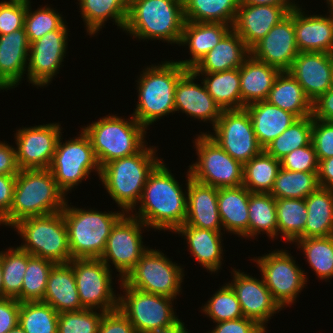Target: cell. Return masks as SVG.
<instances>
[{"label": "cell", "instance_id": "cell-1", "mask_svg": "<svg viewBox=\"0 0 333 333\" xmlns=\"http://www.w3.org/2000/svg\"><path fill=\"white\" fill-rule=\"evenodd\" d=\"M170 171L162 159L148 175L139 201V211L131 215L148 228L174 233L184 224L187 216V192L184 194L180 182Z\"/></svg>", "mask_w": 333, "mask_h": 333}, {"label": "cell", "instance_id": "cell-58", "mask_svg": "<svg viewBox=\"0 0 333 333\" xmlns=\"http://www.w3.org/2000/svg\"><path fill=\"white\" fill-rule=\"evenodd\" d=\"M16 175H0V215L4 218L10 211Z\"/></svg>", "mask_w": 333, "mask_h": 333}, {"label": "cell", "instance_id": "cell-38", "mask_svg": "<svg viewBox=\"0 0 333 333\" xmlns=\"http://www.w3.org/2000/svg\"><path fill=\"white\" fill-rule=\"evenodd\" d=\"M241 0H183L184 18L189 22L233 25Z\"/></svg>", "mask_w": 333, "mask_h": 333}, {"label": "cell", "instance_id": "cell-47", "mask_svg": "<svg viewBox=\"0 0 333 333\" xmlns=\"http://www.w3.org/2000/svg\"><path fill=\"white\" fill-rule=\"evenodd\" d=\"M26 268V251L19 247L2 251L3 293L6 298L16 299L21 294Z\"/></svg>", "mask_w": 333, "mask_h": 333}, {"label": "cell", "instance_id": "cell-5", "mask_svg": "<svg viewBox=\"0 0 333 333\" xmlns=\"http://www.w3.org/2000/svg\"><path fill=\"white\" fill-rule=\"evenodd\" d=\"M184 23L183 0H131L123 31L179 45Z\"/></svg>", "mask_w": 333, "mask_h": 333}, {"label": "cell", "instance_id": "cell-27", "mask_svg": "<svg viewBox=\"0 0 333 333\" xmlns=\"http://www.w3.org/2000/svg\"><path fill=\"white\" fill-rule=\"evenodd\" d=\"M231 29V25L224 23L185 21L179 46L188 45L192 58L177 62L184 68L193 69Z\"/></svg>", "mask_w": 333, "mask_h": 333}, {"label": "cell", "instance_id": "cell-39", "mask_svg": "<svg viewBox=\"0 0 333 333\" xmlns=\"http://www.w3.org/2000/svg\"><path fill=\"white\" fill-rule=\"evenodd\" d=\"M280 168V160L263 150L243 164L242 185L252 193H270Z\"/></svg>", "mask_w": 333, "mask_h": 333}, {"label": "cell", "instance_id": "cell-16", "mask_svg": "<svg viewBox=\"0 0 333 333\" xmlns=\"http://www.w3.org/2000/svg\"><path fill=\"white\" fill-rule=\"evenodd\" d=\"M126 215L127 213L113 226L100 257L109 268H111L109 263L114 264L115 269L119 272V281L128 274L148 250V247L143 245V229H141L147 226L130 213Z\"/></svg>", "mask_w": 333, "mask_h": 333}, {"label": "cell", "instance_id": "cell-60", "mask_svg": "<svg viewBox=\"0 0 333 333\" xmlns=\"http://www.w3.org/2000/svg\"><path fill=\"white\" fill-rule=\"evenodd\" d=\"M317 176L321 188L333 189V157L319 161Z\"/></svg>", "mask_w": 333, "mask_h": 333}, {"label": "cell", "instance_id": "cell-49", "mask_svg": "<svg viewBox=\"0 0 333 333\" xmlns=\"http://www.w3.org/2000/svg\"><path fill=\"white\" fill-rule=\"evenodd\" d=\"M30 0H27V10L24 17V28L29 40L32 43L48 32L60 29L65 22L61 14L51 7L44 6L31 11Z\"/></svg>", "mask_w": 333, "mask_h": 333}, {"label": "cell", "instance_id": "cell-17", "mask_svg": "<svg viewBox=\"0 0 333 333\" xmlns=\"http://www.w3.org/2000/svg\"><path fill=\"white\" fill-rule=\"evenodd\" d=\"M67 31V25L64 24L60 29L30 43L26 74L29 83L37 88L48 86L59 73L67 51Z\"/></svg>", "mask_w": 333, "mask_h": 333}, {"label": "cell", "instance_id": "cell-20", "mask_svg": "<svg viewBox=\"0 0 333 333\" xmlns=\"http://www.w3.org/2000/svg\"><path fill=\"white\" fill-rule=\"evenodd\" d=\"M231 273L234 282L228 284L236 293L244 317L256 321L267 330L265 323L282 308L273 298L262 276L259 280L240 270L233 269Z\"/></svg>", "mask_w": 333, "mask_h": 333}, {"label": "cell", "instance_id": "cell-46", "mask_svg": "<svg viewBox=\"0 0 333 333\" xmlns=\"http://www.w3.org/2000/svg\"><path fill=\"white\" fill-rule=\"evenodd\" d=\"M55 264L45 258L32 256L27 252V268L23 278L21 294L16 298L20 303L42 301L47 281Z\"/></svg>", "mask_w": 333, "mask_h": 333}, {"label": "cell", "instance_id": "cell-42", "mask_svg": "<svg viewBox=\"0 0 333 333\" xmlns=\"http://www.w3.org/2000/svg\"><path fill=\"white\" fill-rule=\"evenodd\" d=\"M317 173L288 171L280 168L270 194L275 199H305L320 187Z\"/></svg>", "mask_w": 333, "mask_h": 333}, {"label": "cell", "instance_id": "cell-28", "mask_svg": "<svg viewBox=\"0 0 333 333\" xmlns=\"http://www.w3.org/2000/svg\"><path fill=\"white\" fill-rule=\"evenodd\" d=\"M249 55L250 49L231 29L192 70L195 73H215L239 68Z\"/></svg>", "mask_w": 333, "mask_h": 333}, {"label": "cell", "instance_id": "cell-23", "mask_svg": "<svg viewBox=\"0 0 333 333\" xmlns=\"http://www.w3.org/2000/svg\"><path fill=\"white\" fill-rule=\"evenodd\" d=\"M197 75L188 69L178 80L175 89V111H180L194 119L210 123L214 127L222 109L208 94L203 82L195 83Z\"/></svg>", "mask_w": 333, "mask_h": 333}, {"label": "cell", "instance_id": "cell-2", "mask_svg": "<svg viewBox=\"0 0 333 333\" xmlns=\"http://www.w3.org/2000/svg\"><path fill=\"white\" fill-rule=\"evenodd\" d=\"M155 148V146L145 145L136 154L113 160L101 168L99 179L104 184V188L122 209L121 211L127 214L135 210L148 175L162 161L156 157Z\"/></svg>", "mask_w": 333, "mask_h": 333}, {"label": "cell", "instance_id": "cell-50", "mask_svg": "<svg viewBox=\"0 0 333 333\" xmlns=\"http://www.w3.org/2000/svg\"><path fill=\"white\" fill-rule=\"evenodd\" d=\"M104 312L93 309L60 312L58 314V333H98Z\"/></svg>", "mask_w": 333, "mask_h": 333}, {"label": "cell", "instance_id": "cell-32", "mask_svg": "<svg viewBox=\"0 0 333 333\" xmlns=\"http://www.w3.org/2000/svg\"><path fill=\"white\" fill-rule=\"evenodd\" d=\"M42 302L58 313L84 309L80 303L76 280L70 262L55 264L49 274Z\"/></svg>", "mask_w": 333, "mask_h": 333}, {"label": "cell", "instance_id": "cell-51", "mask_svg": "<svg viewBox=\"0 0 333 333\" xmlns=\"http://www.w3.org/2000/svg\"><path fill=\"white\" fill-rule=\"evenodd\" d=\"M26 10L27 0L0 2V35L22 29Z\"/></svg>", "mask_w": 333, "mask_h": 333}, {"label": "cell", "instance_id": "cell-66", "mask_svg": "<svg viewBox=\"0 0 333 333\" xmlns=\"http://www.w3.org/2000/svg\"><path fill=\"white\" fill-rule=\"evenodd\" d=\"M1 224H2V225H3V224L5 225L4 220H3V217L0 215V225H1Z\"/></svg>", "mask_w": 333, "mask_h": 333}, {"label": "cell", "instance_id": "cell-65", "mask_svg": "<svg viewBox=\"0 0 333 333\" xmlns=\"http://www.w3.org/2000/svg\"><path fill=\"white\" fill-rule=\"evenodd\" d=\"M326 3L328 4L327 7L329 10H333V0H326Z\"/></svg>", "mask_w": 333, "mask_h": 333}, {"label": "cell", "instance_id": "cell-63", "mask_svg": "<svg viewBox=\"0 0 333 333\" xmlns=\"http://www.w3.org/2000/svg\"><path fill=\"white\" fill-rule=\"evenodd\" d=\"M6 298L3 293V280H2V251H0V299Z\"/></svg>", "mask_w": 333, "mask_h": 333}, {"label": "cell", "instance_id": "cell-19", "mask_svg": "<svg viewBox=\"0 0 333 333\" xmlns=\"http://www.w3.org/2000/svg\"><path fill=\"white\" fill-rule=\"evenodd\" d=\"M250 54L281 72L290 69L299 54L294 33V9L250 49Z\"/></svg>", "mask_w": 333, "mask_h": 333}, {"label": "cell", "instance_id": "cell-25", "mask_svg": "<svg viewBox=\"0 0 333 333\" xmlns=\"http://www.w3.org/2000/svg\"><path fill=\"white\" fill-rule=\"evenodd\" d=\"M302 7L294 8V33L299 52L333 54V10L329 15H307Z\"/></svg>", "mask_w": 333, "mask_h": 333}, {"label": "cell", "instance_id": "cell-62", "mask_svg": "<svg viewBox=\"0 0 333 333\" xmlns=\"http://www.w3.org/2000/svg\"><path fill=\"white\" fill-rule=\"evenodd\" d=\"M185 323L180 319L172 326L154 331L153 333H189Z\"/></svg>", "mask_w": 333, "mask_h": 333}, {"label": "cell", "instance_id": "cell-6", "mask_svg": "<svg viewBox=\"0 0 333 333\" xmlns=\"http://www.w3.org/2000/svg\"><path fill=\"white\" fill-rule=\"evenodd\" d=\"M82 130L89 137L101 168L113 160L136 154L147 144L146 129L133 115L129 120L107 115Z\"/></svg>", "mask_w": 333, "mask_h": 333}, {"label": "cell", "instance_id": "cell-13", "mask_svg": "<svg viewBox=\"0 0 333 333\" xmlns=\"http://www.w3.org/2000/svg\"><path fill=\"white\" fill-rule=\"evenodd\" d=\"M287 251L278 249L251 259L256 262L263 281L282 309L296 301L308 279Z\"/></svg>", "mask_w": 333, "mask_h": 333}, {"label": "cell", "instance_id": "cell-31", "mask_svg": "<svg viewBox=\"0 0 333 333\" xmlns=\"http://www.w3.org/2000/svg\"><path fill=\"white\" fill-rule=\"evenodd\" d=\"M245 108L249 113L258 143L263 149L298 119L294 114L267 101L255 102Z\"/></svg>", "mask_w": 333, "mask_h": 333}, {"label": "cell", "instance_id": "cell-45", "mask_svg": "<svg viewBox=\"0 0 333 333\" xmlns=\"http://www.w3.org/2000/svg\"><path fill=\"white\" fill-rule=\"evenodd\" d=\"M305 253L310 267L319 279L333 277V235L327 237H309L295 241Z\"/></svg>", "mask_w": 333, "mask_h": 333}, {"label": "cell", "instance_id": "cell-24", "mask_svg": "<svg viewBox=\"0 0 333 333\" xmlns=\"http://www.w3.org/2000/svg\"><path fill=\"white\" fill-rule=\"evenodd\" d=\"M187 216L183 225L221 231L218 188L193 180L187 172Z\"/></svg>", "mask_w": 333, "mask_h": 333}, {"label": "cell", "instance_id": "cell-3", "mask_svg": "<svg viewBox=\"0 0 333 333\" xmlns=\"http://www.w3.org/2000/svg\"><path fill=\"white\" fill-rule=\"evenodd\" d=\"M65 194L58 188L49 168L19 170L9 213L3 218L6 226L19 220L62 211Z\"/></svg>", "mask_w": 333, "mask_h": 333}, {"label": "cell", "instance_id": "cell-11", "mask_svg": "<svg viewBox=\"0 0 333 333\" xmlns=\"http://www.w3.org/2000/svg\"><path fill=\"white\" fill-rule=\"evenodd\" d=\"M120 281V289H124L125 293L117 295L118 309L129 319L137 333H153L179 320L172 305L174 298L137 290Z\"/></svg>", "mask_w": 333, "mask_h": 333}, {"label": "cell", "instance_id": "cell-37", "mask_svg": "<svg viewBox=\"0 0 333 333\" xmlns=\"http://www.w3.org/2000/svg\"><path fill=\"white\" fill-rule=\"evenodd\" d=\"M205 76L202 82L213 100L222 110L242 109L239 68L215 72L196 73Z\"/></svg>", "mask_w": 333, "mask_h": 333}, {"label": "cell", "instance_id": "cell-10", "mask_svg": "<svg viewBox=\"0 0 333 333\" xmlns=\"http://www.w3.org/2000/svg\"><path fill=\"white\" fill-rule=\"evenodd\" d=\"M78 137L62 142L60 135L52 163L49 167L58 188L65 194L82 182L91 171L100 178L101 167L95 156L89 137L80 131ZM94 169V170H93Z\"/></svg>", "mask_w": 333, "mask_h": 333}, {"label": "cell", "instance_id": "cell-22", "mask_svg": "<svg viewBox=\"0 0 333 333\" xmlns=\"http://www.w3.org/2000/svg\"><path fill=\"white\" fill-rule=\"evenodd\" d=\"M298 5H248L240 4L232 29L251 49L278 22Z\"/></svg>", "mask_w": 333, "mask_h": 333}, {"label": "cell", "instance_id": "cell-57", "mask_svg": "<svg viewBox=\"0 0 333 333\" xmlns=\"http://www.w3.org/2000/svg\"><path fill=\"white\" fill-rule=\"evenodd\" d=\"M315 119L333 122V86L312 103Z\"/></svg>", "mask_w": 333, "mask_h": 333}, {"label": "cell", "instance_id": "cell-59", "mask_svg": "<svg viewBox=\"0 0 333 333\" xmlns=\"http://www.w3.org/2000/svg\"><path fill=\"white\" fill-rule=\"evenodd\" d=\"M19 170L15 147L0 142V175H17Z\"/></svg>", "mask_w": 333, "mask_h": 333}, {"label": "cell", "instance_id": "cell-26", "mask_svg": "<svg viewBox=\"0 0 333 333\" xmlns=\"http://www.w3.org/2000/svg\"><path fill=\"white\" fill-rule=\"evenodd\" d=\"M29 48L24 27L0 35V90L7 91L19 85L26 74Z\"/></svg>", "mask_w": 333, "mask_h": 333}, {"label": "cell", "instance_id": "cell-53", "mask_svg": "<svg viewBox=\"0 0 333 333\" xmlns=\"http://www.w3.org/2000/svg\"><path fill=\"white\" fill-rule=\"evenodd\" d=\"M318 162L333 157V122L312 116V139Z\"/></svg>", "mask_w": 333, "mask_h": 333}, {"label": "cell", "instance_id": "cell-14", "mask_svg": "<svg viewBox=\"0 0 333 333\" xmlns=\"http://www.w3.org/2000/svg\"><path fill=\"white\" fill-rule=\"evenodd\" d=\"M70 264L84 309L109 312L118 308L119 297L112 288V269L100 258L72 259Z\"/></svg>", "mask_w": 333, "mask_h": 333}, {"label": "cell", "instance_id": "cell-9", "mask_svg": "<svg viewBox=\"0 0 333 333\" xmlns=\"http://www.w3.org/2000/svg\"><path fill=\"white\" fill-rule=\"evenodd\" d=\"M158 249H148L122 281L129 287L177 299L181 292L182 266L173 263Z\"/></svg>", "mask_w": 333, "mask_h": 333}, {"label": "cell", "instance_id": "cell-61", "mask_svg": "<svg viewBox=\"0 0 333 333\" xmlns=\"http://www.w3.org/2000/svg\"><path fill=\"white\" fill-rule=\"evenodd\" d=\"M292 1V2H291ZM241 0L240 4L248 5H297L293 0Z\"/></svg>", "mask_w": 333, "mask_h": 333}, {"label": "cell", "instance_id": "cell-56", "mask_svg": "<svg viewBox=\"0 0 333 333\" xmlns=\"http://www.w3.org/2000/svg\"><path fill=\"white\" fill-rule=\"evenodd\" d=\"M20 302L15 298L0 299V333H7L19 323Z\"/></svg>", "mask_w": 333, "mask_h": 333}, {"label": "cell", "instance_id": "cell-15", "mask_svg": "<svg viewBox=\"0 0 333 333\" xmlns=\"http://www.w3.org/2000/svg\"><path fill=\"white\" fill-rule=\"evenodd\" d=\"M213 131V135L208 132V136L242 164L264 150L258 143L246 108L223 110Z\"/></svg>", "mask_w": 333, "mask_h": 333}, {"label": "cell", "instance_id": "cell-48", "mask_svg": "<svg viewBox=\"0 0 333 333\" xmlns=\"http://www.w3.org/2000/svg\"><path fill=\"white\" fill-rule=\"evenodd\" d=\"M201 311L216 323L244 317L235 291L227 283L202 306Z\"/></svg>", "mask_w": 333, "mask_h": 333}, {"label": "cell", "instance_id": "cell-35", "mask_svg": "<svg viewBox=\"0 0 333 333\" xmlns=\"http://www.w3.org/2000/svg\"><path fill=\"white\" fill-rule=\"evenodd\" d=\"M80 14L82 15L88 35L97 34L104 23L113 19L115 25L125 27L129 1L128 0H78Z\"/></svg>", "mask_w": 333, "mask_h": 333}, {"label": "cell", "instance_id": "cell-29", "mask_svg": "<svg viewBox=\"0 0 333 333\" xmlns=\"http://www.w3.org/2000/svg\"><path fill=\"white\" fill-rule=\"evenodd\" d=\"M240 90L243 108L259 101H266L280 70L255 59L251 54L239 67Z\"/></svg>", "mask_w": 333, "mask_h": 333}, {"label": "cell", "instance_id": "cell-7", "mask_svg": "<svg viewBox=\"0 0 333 333\" xmlns=\"http://www.w3.org/2000/svg\"><path fill=\"white\" fill-rule=\"evenodd\" d=\"M119 212V213H118ZM101 212L93 209L71 208L66 203L62 209L68 232L72 259L100 258L113 226L124 211Z\"/></svg>", "mask_w": 333, "mask_h": 333}, {"label": "cell", "instance_id": "cell-21", "mask_svg": "<svg viewBox=\"0 0 333 333\" xmlns=\"http://www.w3.org/2000/svg\"><path fill=\"white\" fill-rule=\"evenodd\" d=\"M288 72L313 103L333 86V54L299 52Z\"/></svg>", "mask_w": 333, "mask_h": 333}, {"label": "cell", "instance_id": "cell-44", "mask_svg": "<svg viewBox=\"0 0 333 333\" xmlns=\"http://www.w3.org/2000/svg\"><path fill=\"white\" fill-rule=\"evenodd\" d=\"M58 314L42 301L22 302L18 325L25 333H58Z\"/></svg>", "mask_w": 333, "mask_h": 333}, {"label": "cell", "instance_id": "cell-12", "mask_svg": "<svg viewBox=\"0 0 333 333\" xmlns=\"http://www.w3.org/2000/svg\"><path fill=\"white\" fill-rule=\"evenodd\" d=\"M197 161L188 166L193 180L213 186L237 187L243 183V164L233 159L206 133L194 140Z\"/></svg>", "mask_w": 333, "mask_h": 333}, {"label": "cell", "instance_id": "cell-4", "mask_svg": "<svg viewBox=\"0 0 333 333\" xmlns=\"http://www.w3.org/2000/svg\"><path fill=\"white\" fill-rule=\"evenodd\" d=\"M187 70L172 60L143 69L136 81L139 99L132 115L146 130L161 117L175 113L176 84Z\"/></svg>", "mask_w": 333, "mask_h": 333}, {"label": "cell", "instance_id": "cell-52", "mask_svg": "<svg viewBox=\"0 0 333 333\" xmlns=\"http://www.w3.org/2000/svg\"><path fill=\"white\" fill-rule=\"evenodd\" d=\"M318 164L312 142L293 150L280 160L281 168L288 171L318 172Z\"/></svg>", "mask_w": 333, "mask_h": 333}, {"label": "cell", "instance_id": "cell-36", "mask_svg": "<svg viewBox=\"0 0 333 333\" xmlns=\"http://www.w3.org/2000/svg\"><path fill=\"white\" fill-rule=\"evenodd\" d=\"M307 220L303 238L333 235V189L319 187L305 198Z\"/></svg>", "mask_w": 333, "mask_h": 333}, {"label": "cell", "instance_id": "cell-8", "mask_svg": "<svg viewBox=\"0 0 333 333\" xmlns=\"http://www.w3.org/2000/svg\"><path fill=\"white\" fill-rule=\"evenodd\" d=\"M11 228H16L25 241L18 247L30 255L45 258L54 264H66L72 260L62 211L24 218Z\"/></svg>", "mask_w": 333, "mask_h": 333}, {"label": "cell", "instance_id": "cell-54", "mask_svg": "<svg viewBox=\"0 0 333 333\" xmlns=\"http://www.w3.org/2000/svg\"><path fill=\"white\" fill-rule=\"evenodd\" d=\"M98 333H137L129 319L117 308L104 312Z\"/></svg>", "mask_w": 333, "mask_h": 333}, {"label": "cell", "instance_id": "cell-64", "mask_svg": "<svg viewBox=\"0 0 333 333\" xmlns=\"http://www.w3.org/2000/svg\"><path fill=\"white\" fill-rule=\"evenodd\" d=\"M7 333H25V332L19 325H17L16 327H14L12 330L8 331Z\"/></svg>", "mask_w": 333, "mask_h": 333}, {"label": "cell", "instance_id": "cell-40", "mask_svg": "<svg viewBox=\"0 0 333 333\" xmlns=\"http://www.w3.org/2000/svg\"><path fill=\"white\" fill-rule=\"evenodd\" d=\"M277 233L282 234L283 240L295 243L303 238L307 220L305 199L279 198L276 199Z\"/></svg>", "mask_w": 333, "mask_h": 333}, {"label": "cell", "instance_id": "cell-41", "mask_svg": "<svg viewBox=\"0 0 333 333\" xmlns=\"http://www.w3.org/2000/svg\"><path fill=\"white\" fill-rule=\"evenodd\" d=\"M248 210V238H255L261 232L271 239L278 236L276 199L270 193L250 192Z\"/></svg>", "mask_w": 333, "mask_h": 333}, {"label": "cell", "instance_id": "cell-33", "mask_svg": "<svg viewBox=\"0 0 333 333\" xmlns=\"http://www.w3.org/2000/svg\"><path fill=\"white\" fill-rule=\"evenodd\" d=\"M175 233L187 240L190 254L209 272H218L222 265V232L189 225L180 226Z\"/></svg>", "mask_w": 333, "mask_h": 333}, {"label": "cell", "instance_id": "cell-55", "mask_svg": "<svg viewBox=\"0 0 333 333\" xmlns=\"http://www.w3.org/2000/svg\"><path fill=\"white\" fill-rule=\"evenodd\" d=\"M264 330L256 321L241 317L235 320L218 322L210 333H263Z\"/></svg>", "mask_w": 333, "mask_h": 333}, {"label": "cell", "instance_id": "cell-30", "mask_svg": "<svg viewBox=\"0 0 333 333\" xmlns=\"http://www.w3.org/2000/svg\"><path fill=\"white\" fill-rule=\"evenodd\" d=\"M250 191L243 185L218 188V210L223 231L248 238Z\"/></svg>", "mask_w": 333, "mask_h": 333}, {"label": "cell", "instance_id": "cell-34", "mask_svg": "<svg viewBox=\"0 0 333 333\" xmlns=\"http://www.w3.org/2000/svg\"><path fill=\"white\" fill-rule=\"evenodd\" d=\"M266 101L294 114L297 118L312 116V102L288 71H282L277 76Z\"/></svg>", "mask_w": 333, "mask_h": 333}, {"label": "cell", "instance_id": "cell-43", "mask_svg": "<svg viewBox=\"0 0 333 333\" xmlns=\"http://www.w3.org/2000/svg\"><path fill=\"white\" fill-rule=\"evenodd\" d=\"M312 139V116L298 118L282 134L275 138L264 151L277 160L293 150L309 145Z\"/></svg>", "mask_w": 333, "mask_h": 333}, {"label": "cell", "instance_id": "cell-18", "mask_svg": "<svg viewBox=\"0 0 333 333\" xmlns=\"http://www.w3.org/2000/svg\"><path fill=\"white\" fill-rule=\"evenodd\" d=\"M61 133L59 123L18 129L15 134V149L19 169L49 168Z\"/></svg>", "mask_w": 333, "mask_h": 333}]
</instances>
